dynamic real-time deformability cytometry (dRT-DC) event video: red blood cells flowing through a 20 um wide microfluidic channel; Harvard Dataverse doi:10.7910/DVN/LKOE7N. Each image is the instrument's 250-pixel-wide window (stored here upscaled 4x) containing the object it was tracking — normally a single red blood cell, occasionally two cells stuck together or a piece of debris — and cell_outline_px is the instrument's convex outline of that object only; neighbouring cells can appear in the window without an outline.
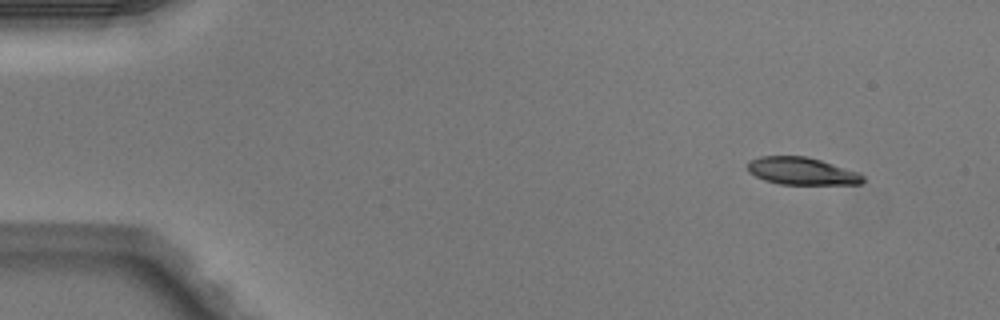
{"species": "Egyptian fruit bat (a non-hibernating species)", "species_latin": "Rousettus aegyptiacus", "temperature_condition": "warm", "stored_images_in_passage": 3, "camera_frame_rate_fps": 3000, "um_per_image_px": 0.085, "animal": {"sex": "male"}, "frame": {"image": 1, "passage_image": 1, "time_ms": 0.0, "image_size_px": [1000, 320], "cell_outline_px": [[864, 180], [860, 184], [780, 184], [764, 180], [748, 172], [748, 160], [760, 156], [808, 156], [860, 172], [864, 176]], "centroid_in_image_um": [68.16, 14.53], "position_along_channel_um": 16.8, "area_um2": 18.55}}